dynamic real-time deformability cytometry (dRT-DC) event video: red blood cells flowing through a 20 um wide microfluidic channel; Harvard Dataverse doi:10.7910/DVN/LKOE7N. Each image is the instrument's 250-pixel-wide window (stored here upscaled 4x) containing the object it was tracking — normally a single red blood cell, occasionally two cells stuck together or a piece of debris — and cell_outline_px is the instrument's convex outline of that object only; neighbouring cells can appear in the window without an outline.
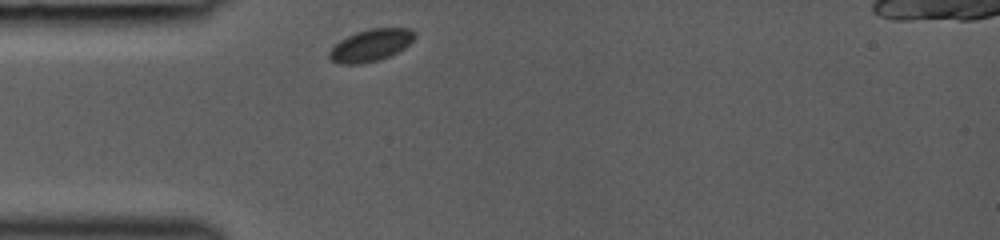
{"species": "common noctule bat (a hibernating species)", "species_latin": "Nyctalus noctula", "temperature_condition": "room temperature", "stored_images_in_passage": 27, "camera_frame_rate_fps": 3000, "um_per_image_px": 0.085, "animal": {"sex": "female", "body_mass_g": 19.0, "forearm_length_mm": 53.3}, "frame": {"image": 1, "passage_image": 1, "time_ms": 0.0, "image_size_px": [1000, 240], "cell_outline_px": [[416, 36], [404, 48], [380, 60], [364, 64], [340, 64], [332, 60], [328, 56], [328, 52], [340, 40], [356, 32], [372, 28], [408, 28], [416, 32]], "centroid_in_image_um": [31.51, 3.85], "position_along_channel_um": 53.5, "area_um2": 15.9}}
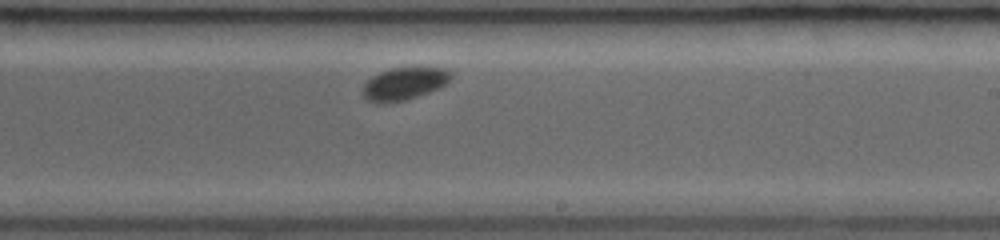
{"frame": {"image": 2, "passage_image": 16, "time_ms": 5.0, "image_size_px": [1000, 240], "cell_outline_px": [[452, 76], [440, 88], [404, 100], [388, 104], [376, 104], [368, 100], [364, 96], [364, 84], [372, 76], [380, 72], [392, 68], [444, 68], [452, 72]], "centroid_in_image_um": [34.34, 7.13], "position_along_channel_um": 254.7, "area_um2": 16.53}}
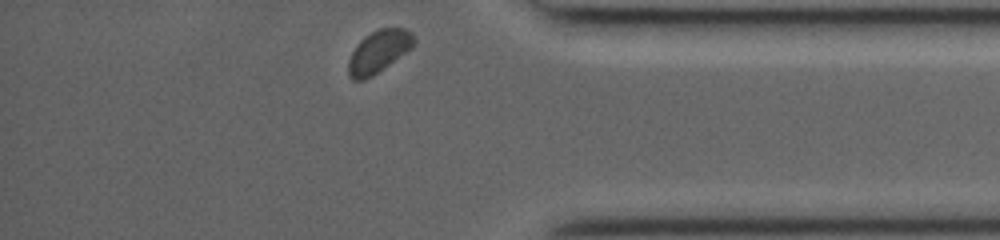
{"frame": {"image": 3, "passage_image": 27, "time_ms": 8.667, "image_size_px": [1000, 240], "cell_outline_px": [[416, 40], [412, 48], [372, 76], [364, 80], [352, 80], [348, 76], [348, 60], [352, 52], [360, 40], [364, 36], [380, 28], [404, 28], [412, 32]], "centroid_in_image_um": [32.18, 4.38], "position_along_channel_um": 403.0, "area_um2": 16.18}}